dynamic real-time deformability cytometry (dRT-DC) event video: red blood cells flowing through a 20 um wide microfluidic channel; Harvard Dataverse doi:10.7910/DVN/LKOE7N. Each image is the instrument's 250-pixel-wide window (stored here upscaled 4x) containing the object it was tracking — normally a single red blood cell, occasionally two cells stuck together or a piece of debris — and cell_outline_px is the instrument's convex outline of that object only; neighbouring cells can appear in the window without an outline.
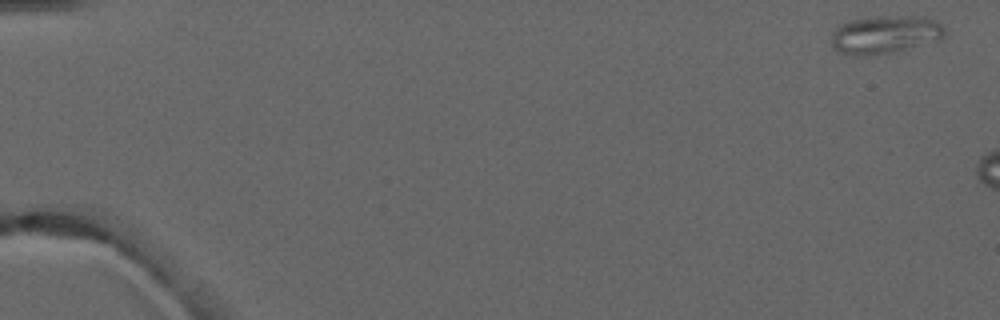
{"species": "common noctule bat (a hibernating species)", "species_latin": "Nyctalus noctula", "temperature_condition": "warm", "stored_images_in_passage": 3, "camera_frame_rate_fps": 3000, "um_per_image_px": 0.085, "animal": {"sex": "male", "forearm_length_mm": 52.5}, "frame": {"image": 1, "passage_image": 1, "time_ms": 0.0, "image_size_px": [1000, 320], "cell_outline_px": [[944, 36], [940, 40], [896, 52], [868, 56], [856, 56], [840, 52], [832, 48], [832, 32], [836, 28], [852, 20], [876, 16], [916, 16], [936, 20], [944, 28]], "centroid_in_image_um": [75.24, 2.96], "position_along_channel_um": 9.8, "area_um2": 25.26}}